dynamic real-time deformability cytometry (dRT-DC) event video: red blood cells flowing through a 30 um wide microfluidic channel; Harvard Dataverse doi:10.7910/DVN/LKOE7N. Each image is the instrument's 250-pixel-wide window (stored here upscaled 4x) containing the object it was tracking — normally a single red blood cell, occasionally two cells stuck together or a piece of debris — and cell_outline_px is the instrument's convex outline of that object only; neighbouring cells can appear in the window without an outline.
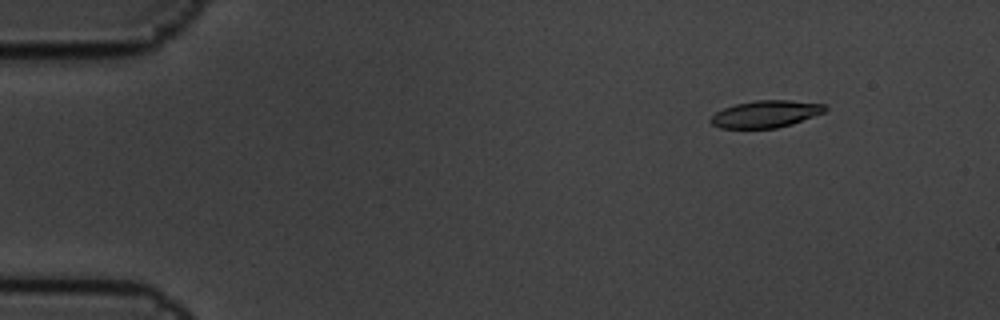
{"species": "common noctule bat (a hibernating species)", "species_latin": "Nyctalus noctula", "temperature_condition": "cold", "stored_images_in_passage": 5, "camera_frame_rate_fps": 3000, "um_per_image_px": 0.085, "animal": {"sex": "male", "body_mass_g": 19.5, "forearm_length_mm": 54.6}, "frame": {"image": 1, "passage_image": 2, "time_ms": 0.333, "image_size_px": [1000, 320], "cell_outline_px": [[828, 108], [824, 112], [792, 124], [776, 128], [720, 128], [712, 124], [708, 120], [716, 112], [724, 108], [736, 104], [756, 100], [788, 100], [824, 104]], "centroid_in_image_um": [65.07, 9.69], "position_along_channel_um": 19.9, "area_um2": 17.92}}
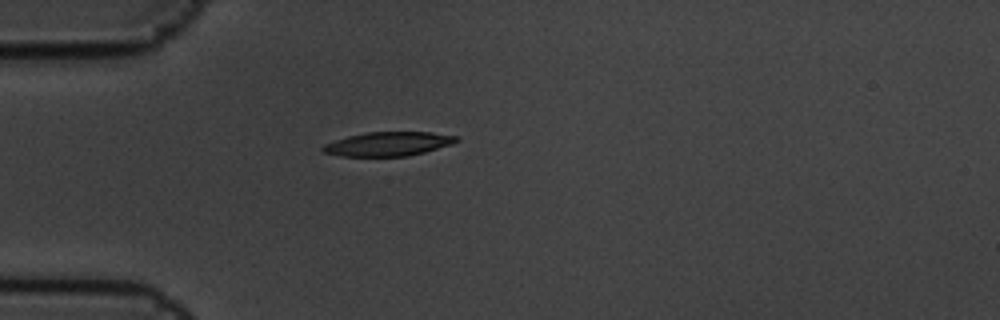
{"frame": {"image": 2, "passage_image": 5, "time_ms": 1.333, "image_size_px": [1000, 320], "cell_outline_px": [[460, 140], [452, 144], [424, 152], [408, 156], [340, 156], [324, 152], [320, 148], [324, 144], [348, 136], [368, 132], [432, 132], [456, 136]], "centroid_in_image_um": [33.0, 12.23], "position_along_channel_um": 52.0, "area_um2": 18.61}}